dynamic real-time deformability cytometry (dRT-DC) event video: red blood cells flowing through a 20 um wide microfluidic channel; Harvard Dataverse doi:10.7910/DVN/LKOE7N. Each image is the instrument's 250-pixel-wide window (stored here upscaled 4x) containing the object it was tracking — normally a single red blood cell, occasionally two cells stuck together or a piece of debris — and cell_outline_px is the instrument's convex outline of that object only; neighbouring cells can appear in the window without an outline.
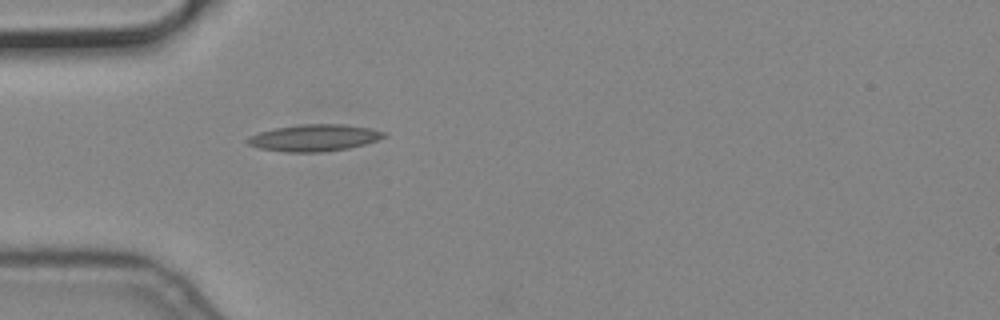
{"species": "common noctule bat (a hibernating species)", "species_latin": "Nyctalus noctula", "temperature_condition": "cold", "stored_images_in_passage": 1, "camera_frame_rate_fps": 3000, "um_per_image_px": 0.085, "animal": {"sex": "male", "body_mass_g": 19.2, "forearm_length_mm": 51.8}, "frame": {"image": 1, "passage_image": 1, "time_ms": 0.0, "image_size_px": [1000, 320], "cell_outline_px": [[388, 136], [364, 144], [348, 148], [320, 152], [284, 152], [260, 148], [248, 144], [244, 140], [248, 136], [260, 132], [276, 128], [300, 124], [344, 124], [368, 128], [388, 132]], "centroid_in_image_um": [26.71, 11.71], "position_along_channel_um": 58.3, "area_um2": 21.27}}